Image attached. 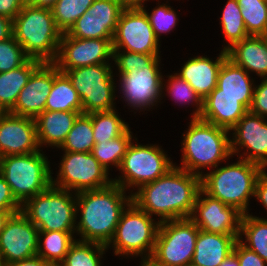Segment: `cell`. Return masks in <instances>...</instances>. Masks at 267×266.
<instances>
[{
    "label": "cell",
    "mask_w": 267,
    "mask_h": 266,
    "mask_svg": "<svg viewBox=\"0 0 267 266\" xmlns=\"http://www.w3.org/2000/svg\"><path fill=\"white\" fill-rule=\"evenodd\" d=\"M161 57L163 56L113 50V73L118 77L117 93L118 99L120 98L117 103L121 100L122 104L125 103L124 108L127 106L126 109L134 114H147L161 106L164 77Z\"/></svg>",
    "instance_id": "cell-1"
},
{
    "label": "cell",
    "mask_w": 267,
    "mask_h": 266,
    "mask_svg": "<svg viewBox=\"0 0 267 266\" xmlns=\"http://www.w3.org/2000/svg\"><path fill=\"white\" fill-rule=\"evenodd\" d=\"M200 189L199 175L174 166L165 175L137 189L132 194V202L160 223L185 219L190 217Z\"/></svg>",
    "instance_id": "cell-2"
},
{
    "label": "cell",
    "mask_w": 267,
    "mask_h": 266,
    "mask_svg": "<svg viewBox=\"0 0 267 266\" xmlns=\"http://www.w3.org/2000/svg\"><path fill=\"white\" fill-rule=\"evenodd\" d=\"M131 202L132 195L113 182L104 188L77 192L76 239L107 245Z\"/></svg>",
    "instance_id": "cell-3"
},
{
    "label": "cell",
    "mask_w": 267,
    "mask_h": 266,
    "mask_svg": "<svg viewBox=\"0 0 267 266\" xmlns=\"http://www.w3.org/2000/svg\"><path fill=\"white\" fill-rule=\"evenodd\" d=\"M181 135L180 164L174 165L202 177L231 158L230 131L200 118H190Z\"/></svg>",
    "instance_id": "cell-4"
},
{
    "label": "cell",
    "mask_w": 267,
    "mask_h": 266,
    "mask_svg": "<svg viewBox=\"0 0 267 266\" xmlns=\"http://www.w3.org/2000/svg\"><path fill=\"white\" fill-rule=\"evenodd\" d=\"M232 158L207 171L201 177V189L209 196L247 214L252 210L249 208L250 200L254 198L255 184L263 168L240 158L232 162Z\"/></svg>",
    "instance_id": "cell-5"
},
{
    "label": "cell",
    "mask_w": 267,
    "mask_h": 266,
    "mask_svg": "<svg viewBox=\"0 0 267 266\" xmlns=\"http://www.w3.org/2000/svg\"><path fill=\"white\" fill-rule=\"evenodd\" d=\"M62 34L48 8L26 3L13 19V36L31 59L54 62Z\"/></svg>",
    "instance_id": "cell-6"
},
{
    "label": "cell",
    "mask_w": 267,
    "mask_h": 266,
    "mask_svg": "<svg viewBox=\"0 0 267 266\" xmlns=\"http://www.w3.org/2000/svg\"><path fill=\"white\" fill-rule=\"evenodd\" d=\"M160 222L133 202L122 212L114 235L106 248L118 258L137 260L150 259L159 230Z\"/></svg>",
    "instance_id": "cell-7"
},
{
    "label": "cell",
    "mask_w": 267,
    "mask_h": 266,
    "mask_svg": "<svg viewBox=\"0 0 267 266\" xmlns=\"http://www.w3.org/2000/svg\"><path fill=\"white\" fill-rule=\"evenodd\" d=\"M135 137L129 145L120 168L119 175L113 177V183L118 184L129 194H133L141 186L151 183L165 175L174 161L158 144H144Z\"/></svg>",
    "instance_id": "cell-8"
},
{
    "label": "cell",
    "mask_w": 267,
    "mask_h": 266,
    "mask_svg": "<svg viewBox=\"0 0 267 266\" xmlns=\"http://www.w3.org/2000/svg\"><path fill=\"white\" fill-rule=\"evenodd\" d=\"M45 152L0 157V174L21 205L52 185L51 156Z\"/></svg>",
    "instance_id": "cell-9"
},
{
    "label": "cell",
    "mask_w": 267,
    "mask_h": 266,
    "mask_svg": "<svg viewBox=\"0 0 267 266\" xmlns=\"http://www.w3.org/2000/svg\"><path fill=\"white\" fill-rule=\"evenodd\" d=\"M59 71L68 76L76 89L84 114L108 112L117 108V78L112 63Z\"/></svg>",
    "instance_id": "cell-10"
},
{
    "label": "cell",
    "mask_w": 267,
    "mask_h": 266,
    "mask_svg": "<svg viewBox=\"0 0 267 266\" xmlns=\"http://www.w3.org/2000/svg\"><path fill=\"white\" fill-rule=\"evenodd\" d=\"M39 231H76V193L51 185L21 205Z\"/></svg>",
    "instance_id": "cell-11"
},
{
    "label": "cell",
    "mask_w": 267,
    "mask_h": 266,
    "mask_svg": "<svg viewBox=\"0 0 267 266\" xmlns=\"http://www.w3.org/2000/svg\"><path fill=\"white\" fill-rule=\"evenodd\" d=\"M61 154V160L55 167L56 170L59 169L55 171L54 176L52 169V185L54 187L77 193L104 188L113 182L111 173L99 163L91 152L62 151Z\"/></svg>",
    "instance_id": "cell-12"
},
{
    "label": "cell",
    "mask_w": 267,
    "mask_h": 266,
    "mask_svg": "<svg viewBox=\"0 0 267 266\" xmlns=\"http://www.w3.org/2000/svg\"><path fill=\"white\" fill-rule=\"evenodd\" d=\"M199 228L190 218L160 223L149 260L157 266H186L192 262Z\"/></svg>",
    "instance_id": "cell-13"
},
{
    "label": "cell",
    "mask_w": 267,
    "mask_h": 266,
    "mask_svg": "<svg viewBox=\"0 0 267 266\" xmlns=\"http://www.w3.org/2000/svg\"><path fill=\"white\" fill-rule=\"evenodd\" d=\"M113 50L163 55L161 42L154 34L142 8H125L120 15L113 38Z\"/></svg>",
    "instance_id": "cell-14"
},
{
    "label": "cell",
    "mask_w": 267,
    "mask_h": 266,
    "mask_svg": "<svg viewBox=\"0 0 267 266\" xmlns=\"http://www.w3.org/2000/svg\"><path fill=\"white\" fill-rule=\"evenodd\" d=\"M231 153L267 169V118L249 111L230 130Z\"/></svg>",
    "instance_id": "cell-15"
},
{
    "label": "cell",
    "mask_w": 267,
    "mask_h": 266,
    "mask_svg": "<svg viewBox=\"0 0 267 266\" xmlns=\"http://www.w3.org/2000/svg\"><path fill=\"white\" fill-rule=\"evenodd\" d=\"M113 39H80L63 33L56 60L58 69H73L85 66L112 63Z\"/></svg>",
    "instance_id": "cell-16"
},
{
    "label": "cell",
    "mask_w": 267,
    "mask_h": 266,
    "mask_svg": "<svg viewBox=\"0 0 267 266\" xmlns=\"http://www.w3.org/2000/svg\"><path fill=\"white\" fill-rule=\"evenodd\" d=\"M243 213L199 190L190 219L202 231L240 235Z\"/></svg>",
    "instance_id": "cell-17"
},
{
    "label": "cell",
    "mask_w": 267,
    "mask_h": 266,
    "mask_svg": "<svg viewBox=\"0 0 267 266\" xmlns=\"http://www.w3.org/2000/svg\"><path fill=\"white\" fill-rule=\"evenodd\" d=\"M38 228L20 211L11 214L0 233V255L8 266L37 256Z\"/></svg>",
    "instance_id": "cell-18"
},
{
    "label": "cell",
    "mask_w": 267,
    "mask_h": 266,
    "mask_svg": "<svg viewBox=\"0 0 267 266\" xmlns=\"http://www.w3.org/2000/svg\"><path fill=\"white\" fill-rule=\"evenodd\" d=\"M124 9L118 0H94L67 34L80 39H113Z\"/></svg>",
    "instance_id": "cell-19"
},
{
    "label": "cell",
    "mask_w": 267,
    "mask_h": 266,
    "mask_svg": "<svg viewBox=\"0 0 267 266\" xmlns=\"http://www.w3.org/2000/svg\"><path fill=\"white\" fill-rule=\"evenodd\" d=\"M40 150L35 119L6 112L0 119V157Z\"/></svg>",
    "instance_id": "cell-20"
},
{
    "label": "cell",
    "mask_w": 267,
    "mask_h": 266,
    "mask_svg": "<svg viewBox=\"0 0 267 266\" xmlns=\"http://www.w3.org/2000/svg\"><path fill=\"white\" fill-rule=\"evenodd\" d=\"M53 86V62H42L31 74L20 91L10 113L36 118L45 111V105Z\"/></svg>",
    "instance_id": "cell-21"
},
{
    "label": "cell",
    "mask_w": 267,
    "mask_h": 266,
    "mask_svg": "<svg viewBox=\"0 0 267 266\" xmlns=\"http://www.w3.org/2000/svg\"><path fill=\"white\" fill-rule=\"evenodd\" d=\"M226 58L227 53L222 49L215 58L208 57L205 53L190 56L183 64H179L182 66L175 73L186 80L204 100L217 87L218 72Z\"/></svg>",
    "instance_id": "cell-22"
},
{
    "label": "cell",
    "mask_w": 267,
    "mask_h": 266,
    "mask_svg": "<svg viewBox=\"0 0 267 266\" xmlns=\"http://www.w3.org/2000/svg\"><path fill=\"white\" fill-rule=\"evenodd\" d=\"M253 97L207 96L200 119L231 130L249 111Z\"/></svg>",
    "instance_id": "cell-23"
},
{
    "label": "cell",
    "mask_w": 267,
    "mask_h": 266,
    "mask_svg": "<svg viewBox=\"0 0 267 266\" xmlns=\"http://www.w3.org/2000/svg\"><path fill=\"white\" fill-rule=\"evenodd\" d=\"M80 112L45 110L35 118L37 140L41 150L59 149L73 128Z\"/></svg>",
    "instance_id": "cell-24"
},
{
    "label": "cell",
    "mask_w": 267,
    "mask_h": 266,
    "mask_svg": "<svg viewBox=\"0 0 267 266\" xmlns=\"http://www.w3.org/2000/svg\"><path fill=\"white\" fill-rule=\"evenodd\" d=\"M226 53L228 59L251 76L267 78V45L261 36H248L233 44Z\"/></svg>",
    "instance_id": "cell-25"
},
{
    "label": "cell",
    "mask_w": 267,
    "mask_h": 266,
    "mask_svg": "<svg viewBox=\"0 0 267 266\" xmlns=\"http://www.w3.org/2000/svg\"><path fill=\"white\" fill-rule=\"evenodd\" d=\"M238 238L239 235L199 230L192 263L198 266H219L233 252Z\"/></svg>",
    "instance_id": "cell-26"
},
{
    "label": "cell",
    "mask_w": 267,
    "mask_h": 266,
    "mask_svg": "<svg viewBox=\"0 0 267 266\" xmlns=\"http://www.w3.org/2000/svg\"><path fill=\"white\" fill-rule=\"evenodd\" d=\"M256 79L226 58L218 72L217 87L208 96L253 97Z\"/></svg>",
    "instance_id": "cell-27"
},
{
    "label": "cell",
    "mask_w": 267,
    "mask_h": 266,
    "mask_svg": "<svg viewBox=\"0 0 267 266\" xmlns=\"http://www.w3.org/2000/svg\"><path fill=\"white\" fill-rule=\"evenodd\" d=\"M41 63L39 60L29 58L22 66L0 73V107L5 112L13 109L20 91Z\"/></svg>",
    "instance_id": "cell-28"
},
{
    "label": "cell",
    "mask_w": 267,
    "mask_h": 266,
    "mask_svg": "<svg viewBox=\"0 0 267 266\" xmlns=\"http://www.w3.org/2000/svg\"><path fill=\"white\" fill-rule=\"evenodd\" d=\"M45 110L83 113L81 100L70 79L53 63V86L46 101Z\"/></svg>",
    "instance_id": "cell-29"
},
{
    "label": "cell",
    "mask_w": 267,
    "mask_h": 266,
    "mask_svg": "<svg viewBox=\"0 0 267 266\" xmlns=\"http://www.w3.org/2000/svg\"><path fill=\"white\" fill-rule=\"evenodd\" d=\"M166 73L162 83V98L161 104L169 98L174 105L183 107H193L190 118H199L203 110V100L190 86V84L182 79L175 71L170 74ZM166 78V80H165ZM166 96V97H165ZM164 99V101H163ZM191 104V105H190ZM188 105V106H187Z\"/></svg>",
    "instance_id": "cell-30"
},
{
    "label": "cell",
    "mask_w": 267,
    "mask_h": 266,
    "mask_svg": "<svg viewBox=\"0 0 267 266\" xmlns=\"http://www.w3.org/2000/svg\"><path fill=\"white\" fill-rule=\"evenodd\" d=\"M76 240V232L39 231L37 256L54 266L60 265Z\"/></svg>",
    "instance_id": "cell-31"
},
{
    "label": "cell",
    "mask_w": 267,
    "mask_h": 266,
    "mask_svg": "<svg viewBox=\"0 0 267 266\" xmlns=\"http://www.w3.org/2000/svg\"><path fill=\"white\" fill-rule=\"evenodd\" d=\"M131 131V126L121 135L112 140L95 142L91 151L92 155L110 173L120 168L123 157L136 135Z\"/></svg>",
    "instance_id": "cell-32"
},
{
    "label": "cell",
    "mask_w": 267,
    "mask_h": 266,
    "mask_svg": "<svg viewBox=\"0 0 267 266\" xmlns=\"http://www.w3.org/2000/svg\"><path fill=\"white\" fill-rule=\"evenodd\" d=\"M238 240L267 263V220L253 212L243 214Z\"/></svg>",
    "instance_id": "cell-33"
},
{
    "label": "cell",
    "mask_w": 267,
    "mask_h": 266,
    "mask_svg": "<svg viewBox=\"0 0 267 266\" xmlns=\"http://www.w3.org/2000/svg\"><path fill=\"white\" fill-rule=\"evenodd\" d=\"M219 25L222 36L225 38L222 43V50H228L233 44L242 41L249 35L246 31L241 8L237 0H227L221 9ZM226 43V44H225Z\"/></svg>",
    "instance_id": "cell-34"
},
{
    "label": "cell",
    "mask_w": 267,
    "mask_h": 266,
    "mask_svg": "<svg viewBox=\"0 0 267 266\" xmlns=\"http://www.w3.org/2000/svg\"><path fill=\"white\" fill-rule=\"evenodd\" d=\"M106 252L109 251L104 244L76 240L64 261L57 266H104Z\"/></svg>",
    "instance_id": "cell-35"
},
{
    "label": "cell",
    "mask_w": 267,
    "mask_h": 266,
    "mask_svg": "<svg viewBox=\"0 0 267 266\" xmlns=\"http://www.w3.org/2000/svg\"><path fill=\"white\" fill-rule=\"evenodd\" d=\"M118 108L108 112L88 114L92 119L95 142H104L121 136L130 126L120 115ZM126 121V122H125Z\"/></svg>",
    "instance_id": "cell-36"
},
{
    "label": "cell",
    "mask_w": 267,
    "mask_h": 266,
    "mask_svg": "<svg viewBox=\"0 0 267 266\" xmlns=\"http://www.w3.org/2000/svg\"><path fill=\"white\" fill-rule=\"evenodd\" d=\"M94 145L92 119L88 114L82 113L77 117L61 147L55 151L89 153Z\"/></svg>",
    "instance_id": "cell-37"
},
{
    "label": "cell",
    "mask_w": 267,
    "mask_h": 266,
    "mask_svg": "<svg viewBox=\"0 0 267 266\" xmlns=\"http://www.w3.org/2000/svg\"><path fill=\"white\" fill-rule=\"evenodd\" d=\"M155 1H157L155 8L153 6V8L150 10V7L148 9V5H145L142 7V9L148 16L155 36L160 42H162L161 37L163 35L171 34L172 31L174 33V30H176V26L180 21V13H178V11L176 12L174 7L170 5L169 0H163L164 2H162L161 0Z\"/></svg>",
    "instance_id": "cell-38"
},
{
    "label": "cell",
    "mask_w": 267,
    "mask_h": 266,
    "mask_svg": "<svg viewBox=\"0 0 267 266\" xmlns=\"http://www.w3.org/2000/svg\"><path fill=\"white\" fill-rule=\"evenodd\" d=\"M249 36H262L267 31V0H237Z\"/></svg>",
    "instance_id": "cell-39"
},
{
    "label": "cell",
    "mask_w": 267,
    "mask_h": 266,
    "mask_svg": "<svg viewBox=\"0 0 267 266\" xmlns=\"http://www.w3.org/2000/svg\"><path fill=\"white\" fill-rule=\"evenodd\" d=\"M94 0H58L51 8L57 28L67 33Z\"/></svg>",
    "instance_id": "cell-40"
},
{
    "label": "cell",
    "mask_w": 267,
    "mask_h": 266,
    "mask_svg": "<svg viewBox=\"0 0 267 266\" xmlns=\"http://www.w3.org/2000/svg\"><path fill=\"white\" fill-rule=\"evenodd\" d=\"M28 59L14 36L0 42V73L22 66Z\"/></svg>",
    "instance_id": "cell-41"
},
{
    "label": "cell",
    "mask_w": 267,
    "mask_h": 266,
    "mask_svg": "<svg viewBox=\"0 0 267 266\" xmlns=\"http://www.w3.org/2000/svg\"><path fill=\"white\" fill-rule=\"evenodd\" d=\"M249 112L267 118V78H261L255 83Z\"/></svg>",
    "instance_id": "cell-42"
},
{
    "label": "cell",
    "mask_w": 267,
    "mask_h": 266,
    "mask_svg": "<svg viewBox=\"0 0 267 266\" xmlns=\"http://www.w3.org/2000/svg\"><path fill=\"white\" fill-rule=\"evenodd\" d=\"M233 251L237 254L240 266H267V263L257 253L245 247L239 240Z\"/></svg>",
    "instance_id": "cell-43"
},
{
    "label": "cell",
    "mask_w": 267,
    "mask_h": 266,
    "mask_svg": "<svg viewBox=\"0 0 267 266\" xmlns=\"http://www.w3.org/2000/svg\"><path fill=\"white\" fill-rule=\"evenodd\" d=\"M0 210L21 211V204L13 196L10 186L0 174Z\"/></svg>",
    "instance_id": "cell-44"
},
{
    "label": "cell",
    "mask_w": 267,
    "mask_h": 266,
    "mask_svg": "<svg viewBox=\"0 0 267 266\" xmlns=\"http://www.w3.org/2000/svg\"><path fill=\"white\" fill-rule=\"evenodd\" d=\"M254 198L256 199L255 201L260 203L259 205L263 206V210L267 213V169H263L256 181V184H255V192H254ZM267 216V214H266ZM266 216H257V217H260V218H263V219H266L265 218Z\"/></svg>",
    "instance_id": "cell-45"
},
{
    "label": "cell",
    "mask_w": 267,
    "mask_h": 266,
    "mask_svg": "<svg viewBox=\"0 0 267 266\" xmlns=\"http://www.w3.org/2000/svg\"><path fill=\"white\" fill-rule=\"evenodd\" d=\"M26 4V0H0V15L14 19Z\"/></svg>",
    "instance_id": "cell-46"
},
{
    "label": "cell",
    "mask_w": 267,
    "mask_h": 266,
    "mask_svg": "<svg viewBox=\"0 0 267 266\" xmlns=\"http://www.w3.org/2000/svg\"><path fill=\"white\" fill-rule=\"evenodd\" d=\"M13 36V20L0 15V42Z\"/></svg>",
    "instance_id": "cell-47"
},
{
    "label": "cell",
    "mask_w": 267,
    "mask_h": 266,
    "mask_svg": "<svg viewBox=\"0 0 267 266\" xmlns=\"http://www.w3.org/2000/svg\"><path fill=\"white\" fill-rule=\"evenodd\" d=\"M8 266H54V265L47 263L39 256H35L26 260L14 262Z\"/></svg>",
    "instance_id": "cell-48"
},
{
    "label": "cell",
    "mask_w": 267,
    "mask_h": 266,
    "mask_svg": "<svg viewBox=\"0 0 267 266\" xmlns=\"http://www.w3.org/2000/svg\"><path fill=\"white\" fill-rule=\"evenodd\" d=\"M124 8H142L151 0H118ZM155 0H152V2Z\"/></svg>",
    "instance_id": "cell-49"
},
{
    "label": "cell",
    "mask_w": 267,
    "mask_h": 266,
    "mask_svg": "<svg viewBox=\"0 0 267 266\" xmlns=\"http://www.w3.org/2000/svg\"><path fill=\"white\" fill-rule=\"evenodd\" d=\"M58 0H26V3L35 7L51 9Z\"/></svg>",
    "instance_id": "cell-50"
},
{
    "label": "cell",
    "mask_w": 267,
    "mask_h": 266,
    "mask_svg": "<svg viewBox=\"0 0 267 266\" xmlns=\"http://www.w3.org/2000/svg\"><path fill=\"white\" fill-rule=\"evenodd\" d=\"M219 266H240L237 254L231 252Z\"/></svg>",
    "instance_id": "cell-51"
},
{
    "label": "cell",
    "mask_w": 267,
    "mask_h": 266,
    "mask_svg": "<svg viewBox=\"0 0 267 266\" xmlns=\"http://www.w3.org/2000/svg\"><path fill=\"white\" fill-rule=\"evenodd\" d=\"M20 211H6V210H0V233L2 232L4 225L7 221V219L10 217L11 214L17 213Z\"/></svg>",
    "instance_id": "cell-52"
},
{
    "label": "cell",
    "mask_w": 267,
    "mask_h": 266,
    "mask_svg": "<svg viewBox=\"0 0 267 266\" xmlns=\"http://www.w3.org/2000/svg\"><path fill=\"white\" fill-rule=\"evenodd\" d=\"M140 263V265H138V266H157L156 264H154L151 260H149V259H146V260H141V261H139Z\"/></svg>",
    "instance_id": "cell-53"
},
{
    "label": "cell",
    "mask_w": 267,
    "mask_h": 266,
    "mask_svg": "<svg viewBox=\"0 0 267 266\" xmlns=\"http://www.w3.org/2000/svg\"><path fill=\"white\" fill-rule=\"evenodd\" d=\"M267 45V31L261 36Z\"/></svg>",
    "instance_id": "cell-54"
},
{
    "label": "cell",
    "mask_w": 267,
    "mask_h": 266,
    "mask_svg": "<svg viewBox=\"0 0 267 266\" xmlns=\"http://www.w3.org/2000/svg\"><path fill=\"white\" fill-rule=\"evenodd\" d=\"M0 266H7L3 260V258L0 255Z\"/></svg>",
    "instance_id": "cell-55"
},
{
    "label": "cell",
    "mask_w": 267,
    "mask_h": 266,
    "mask_svg": "<svg viewBox=\"0 0 267 266\" xmlns=\"http://www.w3.org/2000/svg\"><path fill=\"white\" fill-rule=\"evenodd\" d=\"M6 112L0 107V119L2 118V116L5 114Z\"/></svg>",
    "instance_id": "cell-56"
},
{
    "label": "cell",
    "mask_w": 267,
    "mask_h": 266,
    "mask_svg": "<svg viewBox=\"0 0 267 266\" xmlns=\"http://www.w3.org/2000/svg\"><path fill=\"white\" fill-rule=\"evenodd\" d=\"M186 266H198V265H196V264H193L192 262L191 263H189L188 265H186Z\"/></svg>",
    "instance_id": "cell-57"
}]
</instances>
